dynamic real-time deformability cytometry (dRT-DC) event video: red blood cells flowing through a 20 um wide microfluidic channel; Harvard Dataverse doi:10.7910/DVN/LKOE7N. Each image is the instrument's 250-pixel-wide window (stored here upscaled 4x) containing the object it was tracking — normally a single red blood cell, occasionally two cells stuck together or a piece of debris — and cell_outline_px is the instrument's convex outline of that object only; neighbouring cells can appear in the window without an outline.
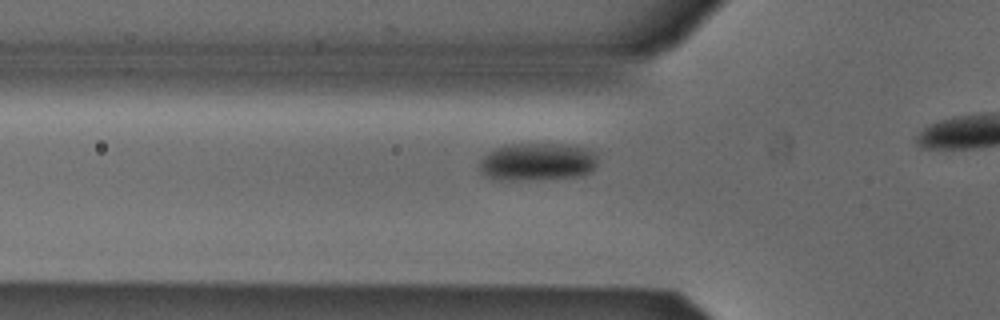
{"species": "Egyptian fruit bat (a non-hibernating species)", "species_latin": "Rousettus aegyptiacus", "temperature_condition": "cold", "stored_images_in_passage": 15, "camera_frame_rate_fps": 3000, "um_per_image_px": 0.085, "animal": {"sex": "male"}, "frame": {"image": 1, "passage_image": 3, "time_ms": 0.667, "image_size_px": [1000, 320], "cell_outline_px": [[596, 168], [592, 172], [580, 176], [516, 180], [500, 180], [488, 176], [480, 168], [480, 160], [488, 152], [496, 148], [516, 144], [564, 144], [588, 148], [596, 152]], "centroid_in_image_um": [45.74, 13.75], "position_along_channel_um": 80.1, "area_um2": 25.78}}
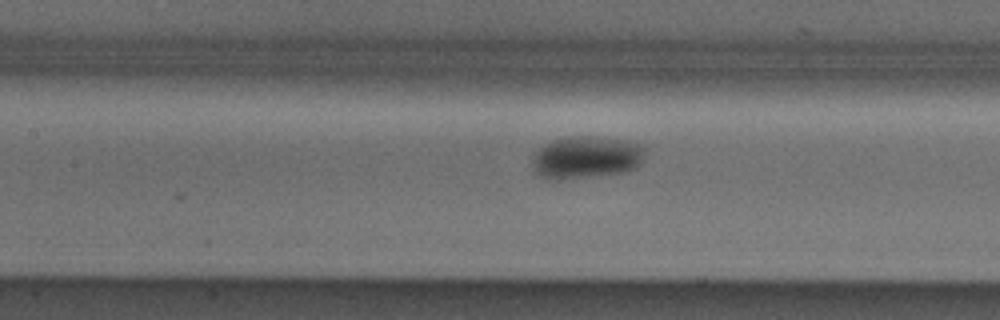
{"frame": {"image": 2, "passage_image": 9, "time_ms": 2.667, "image_size_px": [1000, 320], "cell_outline_px": [[644, 160], [636, 168], [620, 172], [556, 180], [552, 180], [536, 176], [532, 164], [532, 160], [536, 152], [544, 144], [552, 140], [572, 136], [592, 136], [628, 140], [640, 144], [644, 148]], "centroid_in_image_um": [49.81, 13.36], "position_along_channel_um": 157.6, "area_um2": 27.92}}
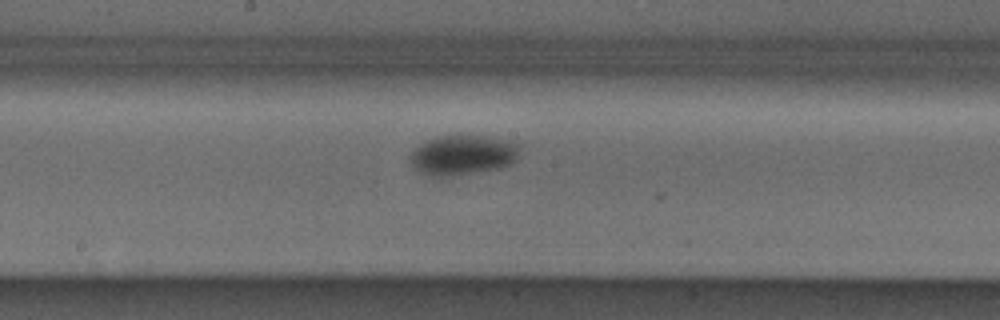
{"frame": {"image": 3, "passage_image": 13, "time_ms": 4.0, "image_size_px": [1000, 320], "cell_outline_px": [[516, 160], [512, 164], [500, 168], [452, 176], [428, 176], [412, 168], [412, 152], [420, 144], [428, 140], [440, 136], [488, 136], [516, 144]], "centroid_in_image_um": [39.29, 13.2], "position_along_channel_um": 208.9, "area_um2": 24.91}}